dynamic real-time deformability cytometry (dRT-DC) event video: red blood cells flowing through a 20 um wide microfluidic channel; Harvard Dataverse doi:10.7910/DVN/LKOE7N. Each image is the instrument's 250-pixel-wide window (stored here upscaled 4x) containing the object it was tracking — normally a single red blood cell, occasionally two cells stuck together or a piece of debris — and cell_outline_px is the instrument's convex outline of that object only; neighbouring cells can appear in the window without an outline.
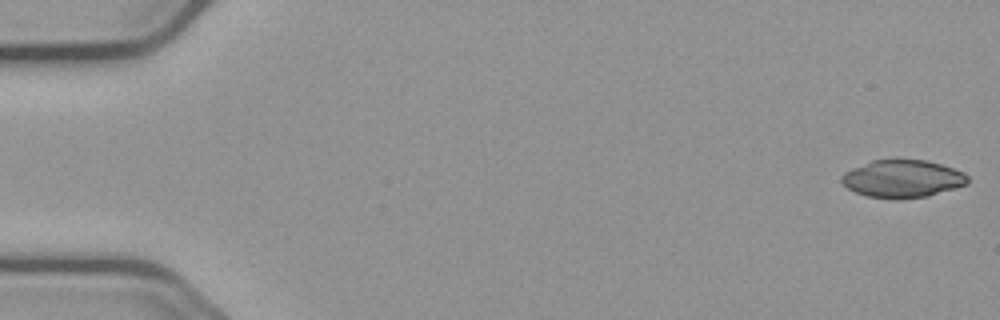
{"species": "common noctule bat (a hibernating species)", "species_latin": "Nyctalus noctula", "temperature_condition": "cold", "stored_images_in_passage": 13, "camera_frame_rate_fps": 3000, "um_per_image_px": 0.085, "animal": {"sex": "male", "body_mass_g": 23.1, "forearm_length_mm": 52.7}, "frame": {"image": 1, "passage_image": 1, "time_ms": 0.0, "image_size_px": [1000, 320], "cell_outline_px": [[968, 184], [928, 196], [900, 200], [896, 200], [868, 196], [856, 192], [848, 188], [840, 180], [840, 176], [844, 172], [852, 168], [872, 160], [924, 160], [940, 164], [964, 172], [968, 176]], "centroid_in_image_um": [76.71, 15.21], "position_along_channel_um": 8.3, "area_um2": 27.69}}